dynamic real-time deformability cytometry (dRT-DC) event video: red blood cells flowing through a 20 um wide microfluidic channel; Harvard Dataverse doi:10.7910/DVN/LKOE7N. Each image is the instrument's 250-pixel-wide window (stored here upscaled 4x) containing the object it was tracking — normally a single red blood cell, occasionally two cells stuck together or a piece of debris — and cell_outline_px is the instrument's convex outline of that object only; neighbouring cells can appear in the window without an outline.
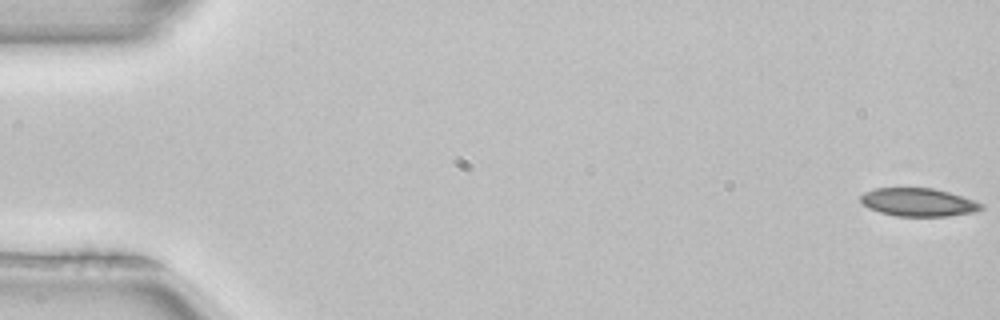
{"species": "common noctule bat (a hibernating species)", "species_latin": "Nyctalus noctula", "temperature_condition": "room temperature", "stored_images_in_passage": 52, "camera_frame_rate_fps": 3000, "um_per_image_px": 0.085, "animal": {"sex": "female", "body_mass_g": 22.7, "forearm_length_mm": 54.2}, "frame": {"image": 1, "passage_image": 1, "time_ms": 0.0, "image_size_px": [1000, 320], "cell_outline_px": [[984, 208], [976, 212], [948, 216], [896, 216], [880, 212], [868, 208], [860, 200], [860, 196], [864, 192], [872, 188], [932, 188], [948, 192], [984, 204]], "centroid_in_image_um": [78.04, 17.19], "position_along_channel_um": 7.0, "area_um2": 19.77}}
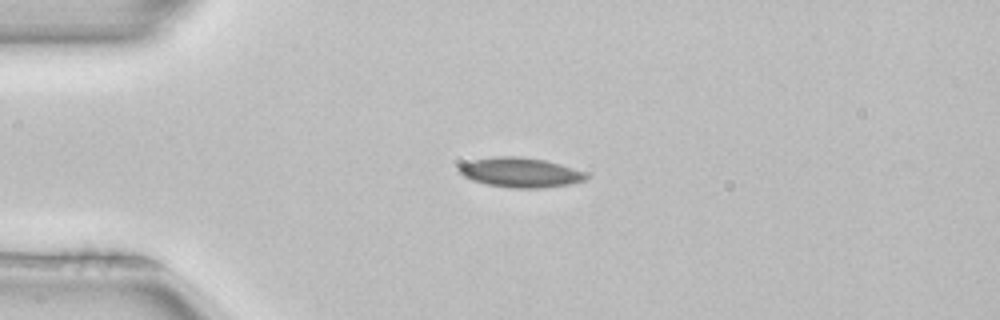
{"frame": {"image": 2, "passage_image": 13, "time_ms": 4.0, "image_size_px": [1000, 320], "cell_outline_px": [[588, 176], [584, 180], [568, 184], [540, 188], [512, 188], [488, 184], [472, 180], [456, 172], [456, 168], [460, 164], [472, 160], [492, 156], [520, 156], [544, 160], [560, 164], [584, 172]], "centroid_in_image_um": [44.15, 14.65], "position_along_channel_um": 40.9, "area_um2": 21.96}}
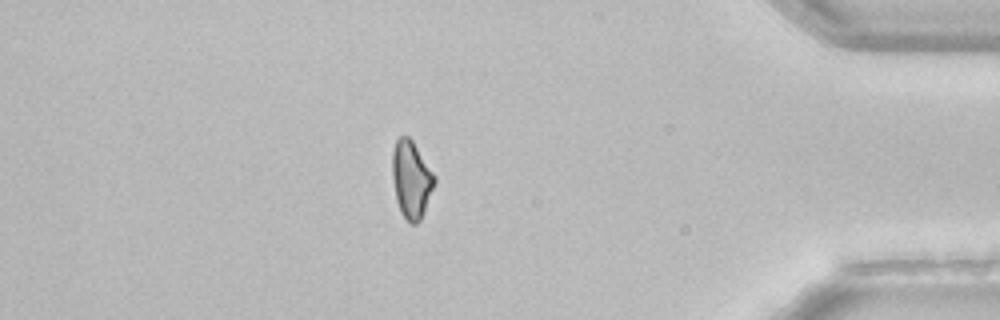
{"frame": {"image": 3, "passage_image": 45, "time_ms": 14.667, "image_size_px": [1000, 320], "cell_outline_px": [[436, 180], [424, 212], [420, 220], [416, 224], [412, 224], [400, 212], [396, 200], [392, 176], [392, 152], [396, 140], [400, 136], [408, 136], [412, 140], [436, 176]], "centroid_in_image_um": [34.95, 15.24], "position_along_channel_um": 400.2, "area_um2": 18.96}, "authors_computed_cell_mechanics": {"area_um2": 20.5479, "velocity_mm_per_s": 4.0005, "shape_relaxation_time_tau1_ms": 6.2852, "shape_relaxation_time_tau2_ms": null, "deformation_change_tau1": 0.1167, "deformation_change_tau2": null}}